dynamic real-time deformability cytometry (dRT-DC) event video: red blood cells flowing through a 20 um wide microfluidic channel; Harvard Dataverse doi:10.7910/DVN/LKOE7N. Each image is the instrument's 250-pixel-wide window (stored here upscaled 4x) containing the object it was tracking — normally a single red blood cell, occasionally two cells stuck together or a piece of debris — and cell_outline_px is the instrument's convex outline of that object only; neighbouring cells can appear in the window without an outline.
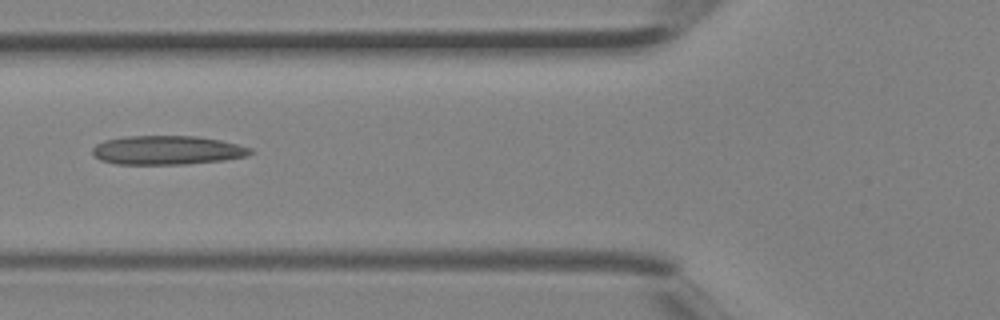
{"species": "Egyptian fruit bat (a non-hibernating species)", "species_latin": "Rousettus aegyptiacus", "temperature_condition": "room temperature", "stored_images_in_passage": 3, "camera_frame_rate_fps": 3000, "um_per_image_px": 0.085, "animal": {"sex": "female"}, "frame": {"image": 1, "passage_image": 3, "time_ms": 0.667, "image_size_px": [1000, 320], "cell_outline_px": [[256, 152], [248, 156], [224, 160], [188, 164], [116, 164], [100, 160], [92, 156], [92, 148], [96, 144], [104, 140], [128, 136], [196, 136], [220, 140], [252, 148]], "centroid_in_image_um": [14.21, 12.77], "position_along_channel_um": 111.6, "area_um2": 26.88}}